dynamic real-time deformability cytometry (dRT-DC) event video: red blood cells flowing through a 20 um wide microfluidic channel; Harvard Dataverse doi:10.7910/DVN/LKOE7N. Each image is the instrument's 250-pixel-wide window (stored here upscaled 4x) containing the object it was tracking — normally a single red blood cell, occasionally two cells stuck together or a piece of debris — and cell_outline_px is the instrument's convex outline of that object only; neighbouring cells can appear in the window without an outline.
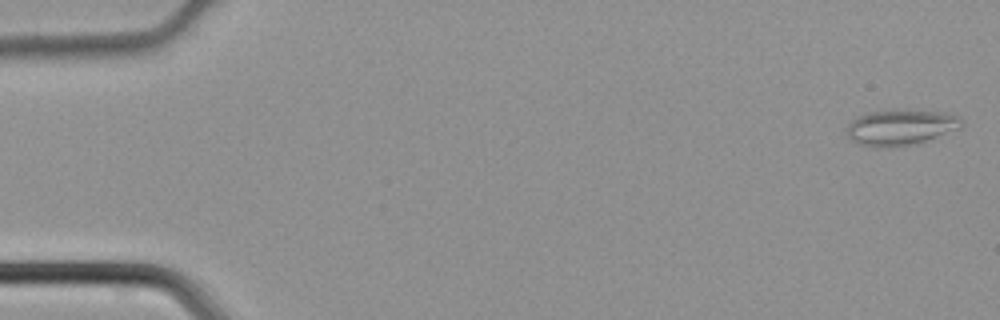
{"species": "common noctule bat (a hibernating species)", "species_latin": "Nyctalus noctula", "temperature_condition": "cold", "stored_images_in_passage": 41, "camera_frame_rate_fps": 3000, "um_per_image_px": 0.085, "animal": {"sex": "male", "body_mass_g": 21.5, "forearm_length_mm": 52.0}, "frame": {"image": 1, "passage_image": 1, "time_ms": 0.0, "image_size_px": [1000, 320], "cell_outline_px": [[964, 124], [960, 128], [916, 144], [892, 148], [876, 148], [860, 144], [852, 140], [848, 136], [848, 124], [852, 120], [868, 112], [900, 108], [940, 112], [960, 116], [964, 120]], "centroid_in_image_um": [76.58, 10.82], "position_along_channel_um": 8.4, "area_um2": 24.33}}
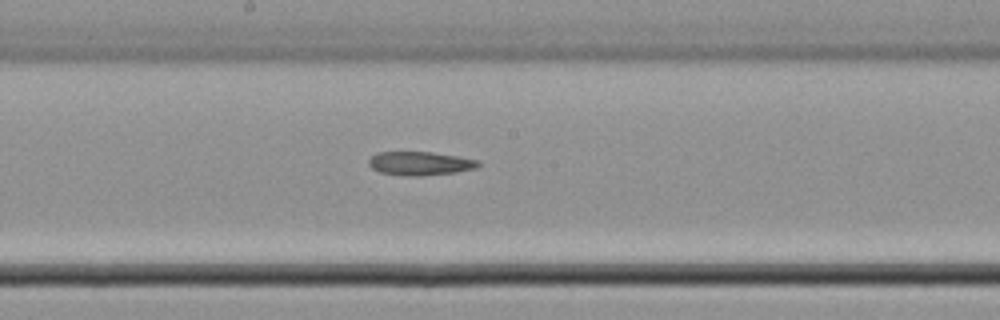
{"frame": {"image": 2, "passage_image": 24, "time_ms": 7.667, "image_size_px": [1000, 320], "cell_outline_px": [[480, 164], [476, 168], [456, 172], [420, 176], [408, 176], [380, 172], [372, 168], [368, 164], [368, 160], [376, 152], [432, 152], [460, 156], [480, 160]], "centroid_in_image_um": [35.73, 13.88], "position_along_channel_um": 212.5, "area_um2": 15.2}}
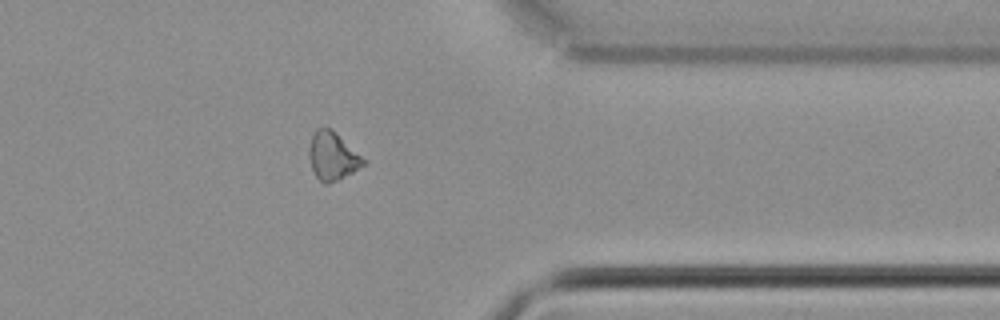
{"frame": {"image": 3, "passage_image": 36, "time_ms": 11.667, "image_size_px": [1000, 320], "cell_outline_px": [[364, 164], [340, 180], [328, 184], [324, 184], [316, 176], [312, 168], [308, 156], [308, 152], [312, 136], [316, 128], [324, 124], [332, 128], [364, 160]], "centroid_in_image_um": [28.21, 13.24], "position_along_channel_um": 383.2, "area_um2": 15.14}}